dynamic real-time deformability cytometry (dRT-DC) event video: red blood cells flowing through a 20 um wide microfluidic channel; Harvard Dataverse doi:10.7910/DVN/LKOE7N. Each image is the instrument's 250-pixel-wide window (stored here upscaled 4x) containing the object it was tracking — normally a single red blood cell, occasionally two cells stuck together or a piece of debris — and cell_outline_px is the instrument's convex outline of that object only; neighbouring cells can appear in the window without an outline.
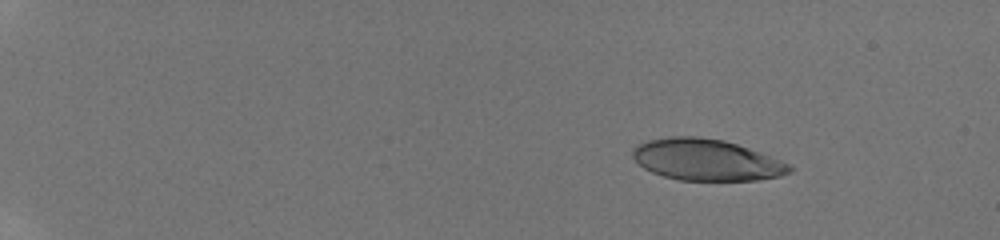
{"species": "human", "species_latin": "Homo sapiens", "temperature_condition": "room temperature", "stored_images_in_passage": 19, "camera_frame_rate_fps": 3000, "um_per_image_px": 0.085, "donor": {"sex": "male"}, "frame": {"image": 1, "passage_image": 5, "time_ms": 2.333, "image_size_px": [1000, 240], "cell_outline_px": [[792, 172], [780, 176], [756, 180], [680, 180], [664, 176], [652, 172], [644, 168], [632, 156], [632, 148], [648, 140], [672, 136], [700, 136], [724, 140], [760, 152], [792, 164]], "centroid_in_image_um": [60.07, 13.58], "position_along_channel_um": 24.9, "area_um2": 37.8}}
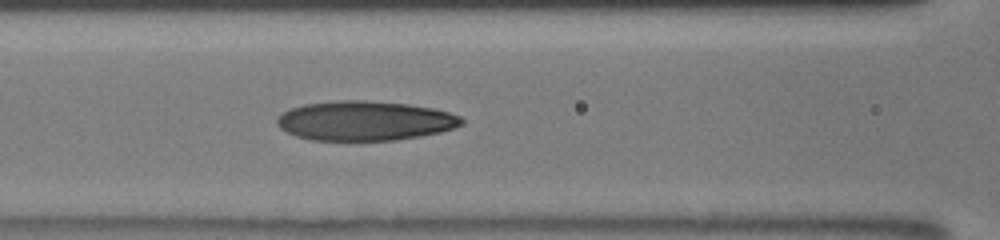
{"frame": {"image": 2, "passage_image": 17, "time_ms": 8.667, "image_size_px": [1000, 240], "cell_outline_px": [[464, 124], [440, 132], [420, 136], [396, 140], [308, 140], [296, 136], [280, 128], [276, 124], [276, 120], [284, 112], [292, 108], [304, 104], [340, 100], [364, 100], [408, 104], [432, 108], [448, 112], [460, 116], [464, 120]], "centroid_in_image_um": [31.01, 10.27], "position_along_channel_um": 135.6, "area_um2": 42.43}}
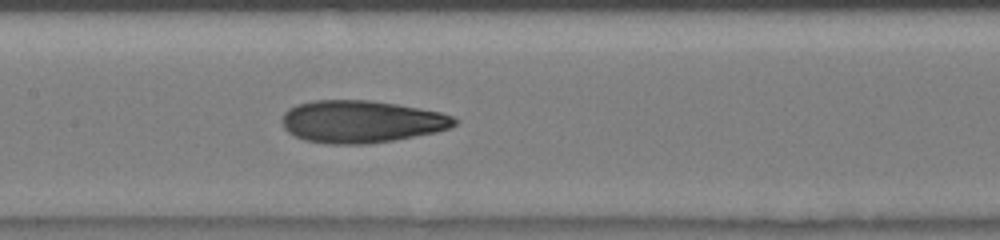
{"frame": {"image": 3, "passage_image": 19, "time_ms": 9.667, "image_size_px": [1000, 240], "cell_outline_px": [[460, 120], [456, 124], [448, 128], [436, 132], [396, 140], [368, 144], [328, 144], [304, 140], [288, 132], [284, 128], [280, 120], [284, 112], [288, 108], [296, 104], [312, 100], [372, 100], [396, 104], [440, 112], [452, 116]], "centroid_in_image_um": [30.68, 10.33], "position_along_channel_um": 176.7, "area_um2": 42.89}}